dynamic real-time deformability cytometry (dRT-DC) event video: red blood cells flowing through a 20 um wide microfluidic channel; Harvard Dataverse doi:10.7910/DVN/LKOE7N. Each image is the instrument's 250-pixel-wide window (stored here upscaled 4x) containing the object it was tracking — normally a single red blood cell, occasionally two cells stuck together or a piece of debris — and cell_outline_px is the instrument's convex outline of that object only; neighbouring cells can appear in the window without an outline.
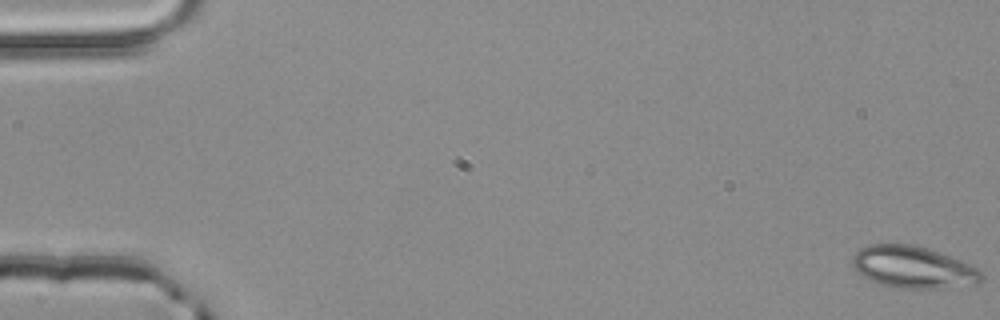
{"species": "common noctule bat (a hibernating species)", "species_latin": "Nyctalus noctula", "temperature_condition": "room temperature", "stored_images_in_passage": 4, "camera_frame_rate_fps": 3000, "um_per_image_px": 0.085, "animal": {"sex": "male", "body_mass_g": 20.4}, "frame": {"image": 1, "passage_image": 1, "time_ms": 0.0, "image_size_px": [1000, 320], "cell_outline_px": [[984, 280], [980, 284], [936, 288], [900, 288], [880, 284], [868, 280], [852, 264], [852, 256], [860, 248], [868, 244], [912, 244], [928, 248], [960, 260], [984, 272]], "centroid_in_image_um": [77.65, 22.71], "position_along_channel_um": 7.4, "area_um2": 31.56}}